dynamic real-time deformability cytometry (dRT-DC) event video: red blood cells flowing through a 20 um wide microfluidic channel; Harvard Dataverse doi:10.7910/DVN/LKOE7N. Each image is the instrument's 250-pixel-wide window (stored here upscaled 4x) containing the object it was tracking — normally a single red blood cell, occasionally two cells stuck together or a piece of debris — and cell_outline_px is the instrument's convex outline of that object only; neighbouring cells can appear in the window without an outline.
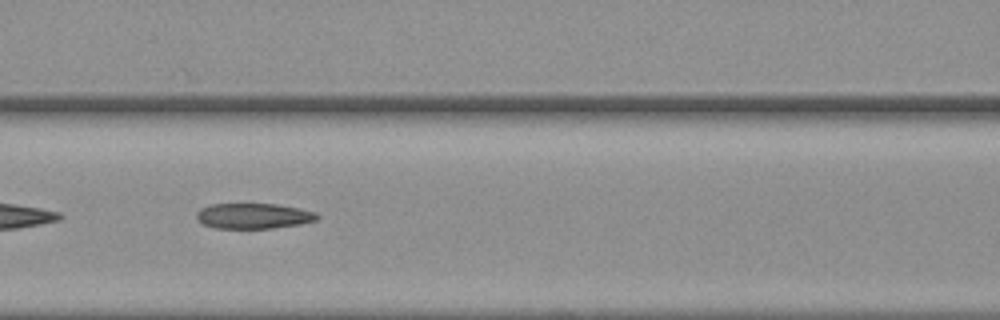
{"species": "common noctule bat (a hibernating species)", "species_latin": "Nyctalus noctula", "temperature_condition": "warm", "stored_images_in_passage": 16, "camera_frame_rate_fps": 3000, "um_per_image_px": 0.085, "animal": {"sex": "female", "body_mass_g": 19.3, "forearm_length_mm": 54.1}, "frame": {"image": 1, "passage_image": 12, "time_ms": 3.667, "image_size_px": [1000, 320], "cell_outline_px": [[320, 216], [316, 220], [300, 224], [272, 228], [212, 228], [196, 220], [196, 212], [200, 208], [208, 204], [276, 204], [316, 212]], "centroid_in_image_um": [21.49, 18.35], "position_along_channel_um": 145.1, "area_um2": 17.92}}